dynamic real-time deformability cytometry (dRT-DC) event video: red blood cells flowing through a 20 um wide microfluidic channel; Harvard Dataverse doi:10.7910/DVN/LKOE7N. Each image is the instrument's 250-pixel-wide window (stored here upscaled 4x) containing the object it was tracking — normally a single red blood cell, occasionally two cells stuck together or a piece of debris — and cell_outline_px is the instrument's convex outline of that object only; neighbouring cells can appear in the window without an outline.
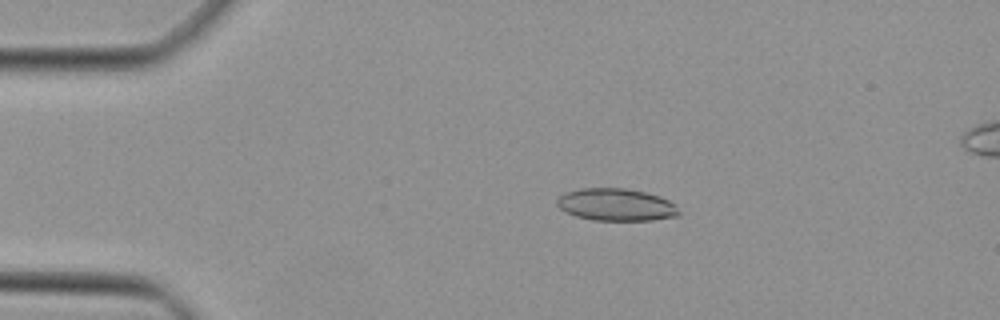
{"species": "Egyptian fruit bat (a non-hibernating species)", "species_latin": "Rousettus aegyptiacus", "temperature_condition": "cold", "stored_images_in_passage": 36, "camera_frame_rate_fps": 3000, "um_per_image_px": 0.085, "animal": {"sex": "female"}, "frame": {"image": 1, "passage_image": 8, "time_ms": 2.333, "image_size_px": [1000, 320], "cell_outline_px": [[680, 212], [676, 216], [652, 220], [592, 220], [576, 216], [564, 212], [556, 204], [556, 200], [564, 192], [580, 188], [624, 188], [644, 192], [660, 196], [676, 204]], "centroid_in_image_um": [52.34, 17.39], "position_along_channel_um": 32.7, "area_um2": 23.06}}
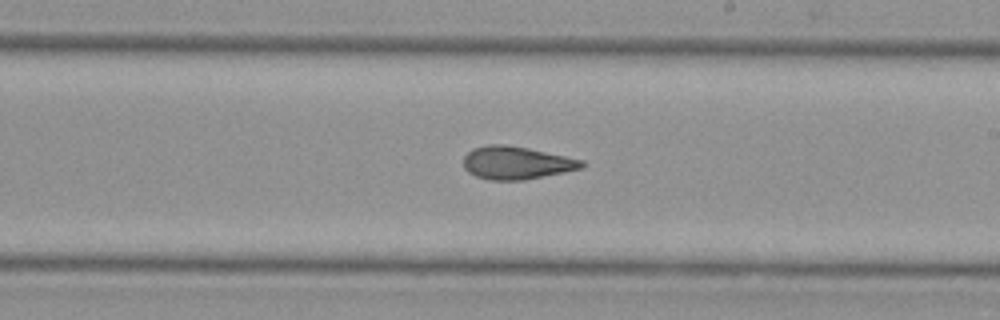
{"frame": {"image": 2, "passage_image": 26, "time_ms": 8.333, "image_size_px": [1000, 320], "cell_outline_px": [[584, 168], [524, 180], [492, 180], [476, 176], [468, 172], [464, 168], [464, 156], [472, 148], [488, 144], [504, 144], [528, 148], [584, 160]], "centroid_in_image_um": [43.89, 13.83], "position_along_channel_um": 245.1, "area_um2": 22.66}}
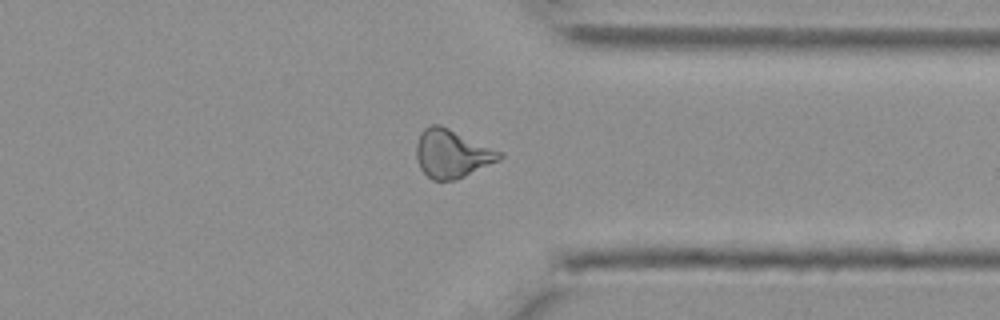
{"frame": {"image": 3, "passage_image": 35, "time_ms": 11.333, "image_size_px": [1000, 320], "cell_outline_px": [[504, 156], [500, 160], [456, 180], [432, 180], [420, 168], [416, 160], [416, 144], [420, 132], [424, 128], [432, 124], [440, 124], [504, 152]], "centroid_in_image_um": [38.42, 13.05], "position_along_channel_um": 373.0, "area_um2": 23.64}}